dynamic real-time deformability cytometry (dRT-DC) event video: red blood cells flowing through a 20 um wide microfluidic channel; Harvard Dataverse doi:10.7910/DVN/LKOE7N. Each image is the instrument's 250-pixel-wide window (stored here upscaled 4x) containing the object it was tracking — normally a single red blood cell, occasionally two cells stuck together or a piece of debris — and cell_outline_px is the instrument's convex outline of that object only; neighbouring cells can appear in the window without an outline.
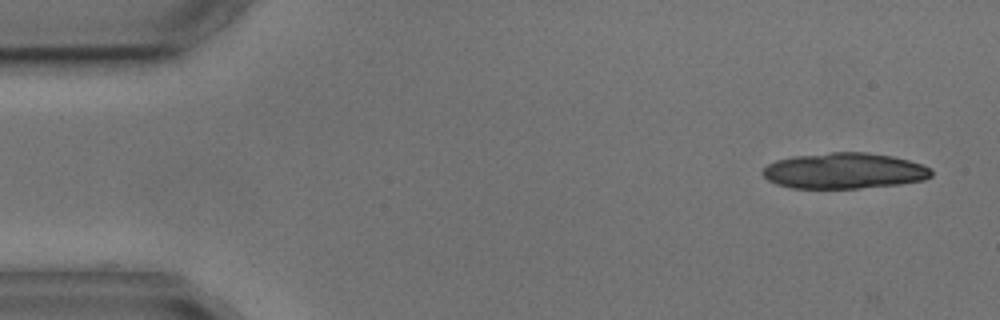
{"species": "common noctule bat (a hibernating species)", "species_latin": "Nyctalus noctula", "temperature_condition": "cold", "stored_images_in_passage": 9, "camera_frame_rate_fps": 3000, "um_per_image_px": 0.085, "animal": {"sex": "male", "body_mass_g": 17.9, "forearm_length_mm": 54.2}, "frame": {"image": 1, "passage_image": 1, "time_ms": 0.0, "image_size_px": [1000, 320], "cell_outline_px": [[932, 176], [924, 180], [900, 184], [860, 188], [792, 188], [776, 184], [768, 180], [760, 172], [768, 164], [776, 160], [792, 156], [832, 152], [864, 152], [892, 156], [908, 160], [932, 168]], "centroid_in_image_um": [71.75, 14.52], "position_along_channel_um": 13.3, "area_um2": 35.32}}
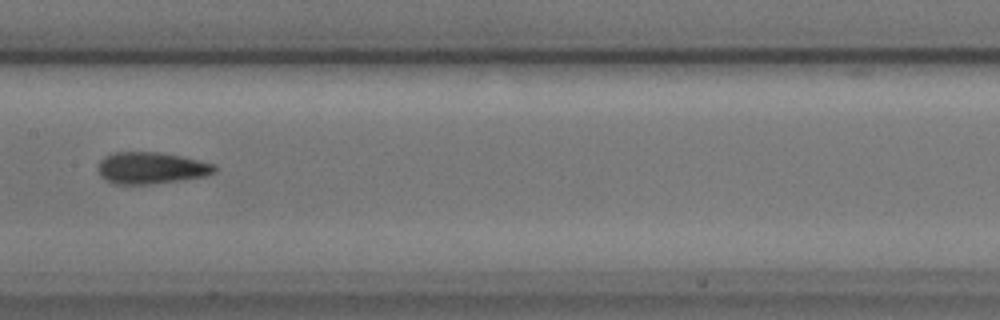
{"frame": {"image": 2, "passage_image": 7, "time_ms": 8.0, "image_size_px": [1000, 320], "cell_outline_px": [[220, 168], [216, 172], [204, 176], [180, 180], [152, 184], [112, 184], [100, 176], [96, 168], [100, 160], [104, 156], [112, 152], [160, 152], [200, 160], [216, 164]], "centroid_in_image_um": [12.84, 14.27], "position_along_channel_um": 194.6, "area_um2": 21.91}}
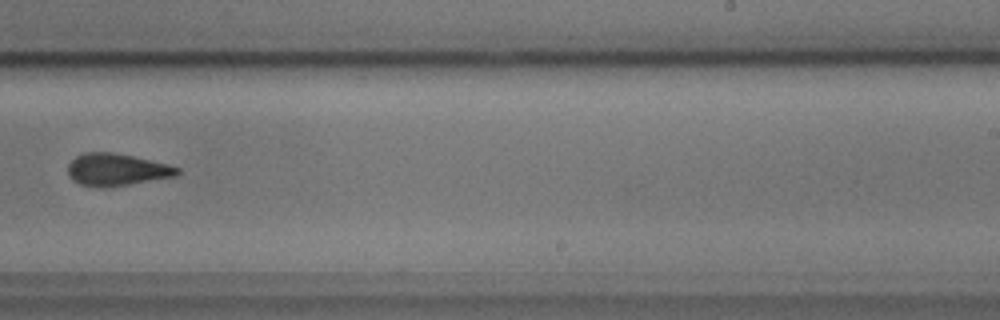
{"frame": {"image": 3, "passage_image": 9, "time_ms": 10.333, "image_size_px": [1000, 320], "cell_outline_px": [[180, 172], [176, 176], [104, 188], [100, 188], [80, 184], [72, 180], [68, 172], [68, 164], [76, 156], [84, 152], [112, 152], [132, 156], [168, 164], [180, 168]], "centroid_in_image_um": [9.9, 14.42], "position_along_channel_um": 279.1, "area_um2": 20.46}}